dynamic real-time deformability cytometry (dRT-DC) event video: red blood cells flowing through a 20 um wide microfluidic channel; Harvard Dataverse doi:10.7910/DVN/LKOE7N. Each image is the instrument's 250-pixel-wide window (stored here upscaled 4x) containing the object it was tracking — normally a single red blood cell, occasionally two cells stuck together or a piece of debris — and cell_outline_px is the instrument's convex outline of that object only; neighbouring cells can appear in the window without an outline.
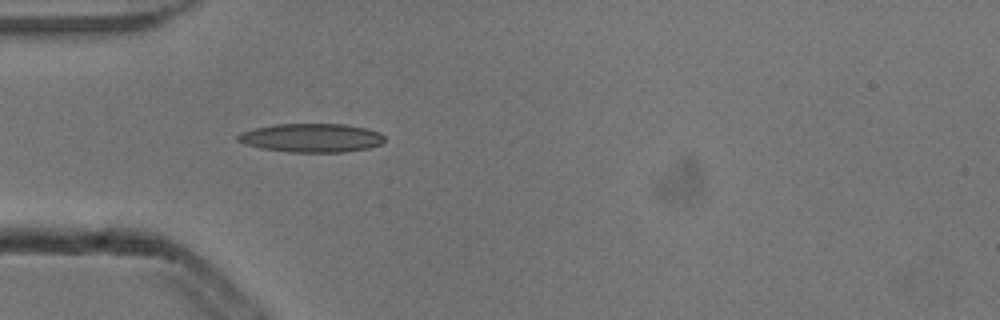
{"species": "common noctule bat (a hibernating species)", "species_latin": "Nyctalus noctula", "temperature_condition": "cold", "stored_images_in_passage": 3, "camera_frame_rate_fps": 3000, "um_per_image_px": 0.085, "animal": {"sex": "male", "body_mass_g": 13.3}, "frame": {"image": 1, "passage_image": 3, "time_ms": 0.667, "image_size_px": [1000, 320], "cell_outline_px": [[384, 140], [380, 144], [368, 148], [344, 152], [288, 152], [264, 148], [248, 144], [236, 140], [236, 136], [240, 132], [256, 128], [276, 124], [344, 124], [364, 128], [380, 132], [384, 136]], "centroid_in_image_um": [26.49, 11.71], "position_along_channel_um": 58.5, "area_um2": 24.33}}